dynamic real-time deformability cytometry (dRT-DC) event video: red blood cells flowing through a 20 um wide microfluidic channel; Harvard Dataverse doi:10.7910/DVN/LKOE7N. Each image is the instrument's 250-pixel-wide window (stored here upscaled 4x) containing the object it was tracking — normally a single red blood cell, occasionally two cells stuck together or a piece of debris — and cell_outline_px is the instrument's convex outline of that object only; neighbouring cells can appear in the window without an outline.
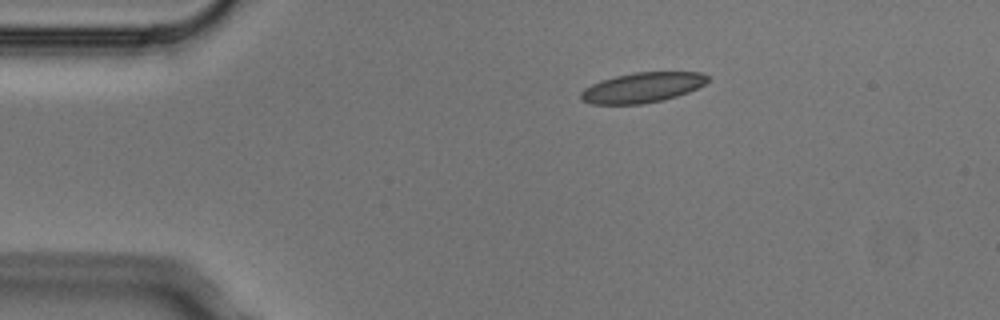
{"species": "Egyptian fruit bat (a non-hibernating species)", "species_latin": "Rousettus aegyptiacus", "temperature_condition": "cold", "stored_images_in_passage": 5, "camera_frame_rate_fps": 3000, "um_per_image_px": 0.085, "animal": {"sex": "male"}, "frame": {"image": 1, "passage_image": 2, "time_ms": 0.333, "image_size_px": [1000, 320], "cell_outline_px": [[708, 80], [704, 84], [688, 92], [664, 100], [644, 104], [592, 104], [580, 100], [580, 92], [584, 88], [592, 84], [616, 76], [632, 72], [700, 72], [708, 76]], "centroid_in_image_um": [54.57, 7.45], "position_along_channel_um": 30.4, "area_um2": 22.2}}
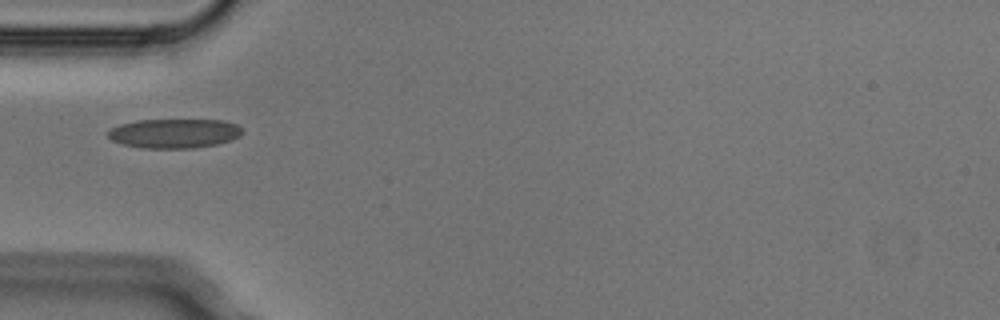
{"frame": {"image": 2, "passage_image": 4, "time_ms": 1.0, "image_size_px": [1000, 320], "cell_outline_px": [[244, 132], [240, 136], [232, 140], [216, 144], [192, 148], [140, 148], [124, 144], [112, 140], [108, 136], [108, 132], [112, 128], [120, 124], [136, 120], [224, 120], [236, 124], [244, 128]], "centroid_in_image_um": [14.86, 11.33], "position_along_channel_um": 70.1, "area_um2": 23.06}}
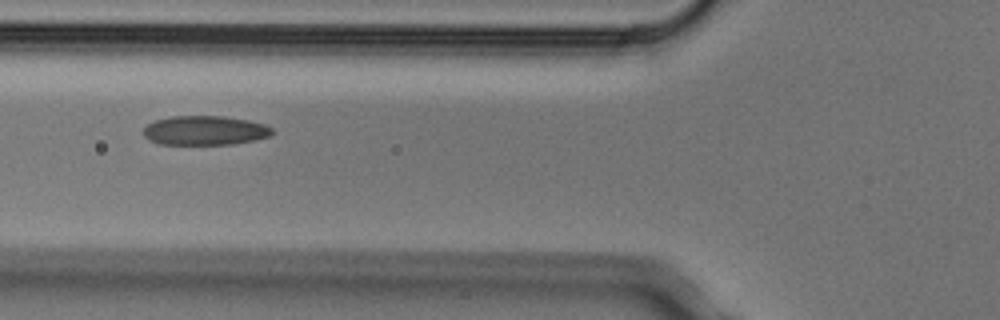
{"frame": {"image": 3, "passage_image": 5, "time_ms": 1.333, "image_size_px": [1000, 320], "cell_outline_px": [[272, 136], [256, 140], [232, 144], [160, 144], [148, 140], [144, 136], [144, 128], [148, 124], [156, 120], [172, 116], [224, 116], [248, 120], [264, 124], [272, 128]], "centroid_in_image_um": [17.43, 11.09], "position_along_channel_um": 108.4, "area_um2": 22.02}}